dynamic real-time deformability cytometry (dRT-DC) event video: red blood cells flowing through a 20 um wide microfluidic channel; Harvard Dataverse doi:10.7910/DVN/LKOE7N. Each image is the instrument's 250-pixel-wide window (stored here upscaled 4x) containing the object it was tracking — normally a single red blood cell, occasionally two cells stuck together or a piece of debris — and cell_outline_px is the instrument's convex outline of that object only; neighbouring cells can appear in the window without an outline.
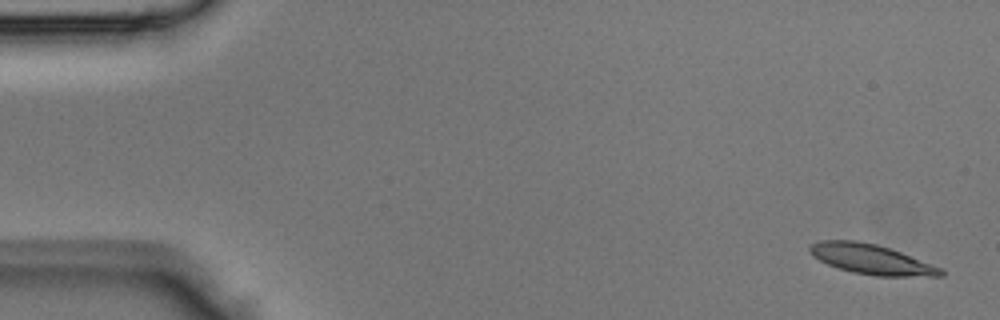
{"species": "Egyptian fruit bat (a non-hibernating species)", "species_latin": "Rousettus aegyptiacus", "temperature_condition": "room temperature", "stored_images_in_passage": 44, "camera_frame_rate_fps": 3000, "um_per_image_px": 0.085, "animal": {"sex": "male"}, "frame": {"image": 1, "passage_image": 2, "time_ms": 0.333, "image_size_px": [1000, 320], "cell_outline_px": [[944, 276], [876, 276], [852, 272], [828, 264], [812, 256], [808, 248], [812, 244], [820, 240], [856, 240], [876, 244], [900, 252], [940, 268], [944, 272]], "centroid_in_image_um": [74.02, 22.03], "position_along_channel_um": 11.0, "area_um2": 22.48}}
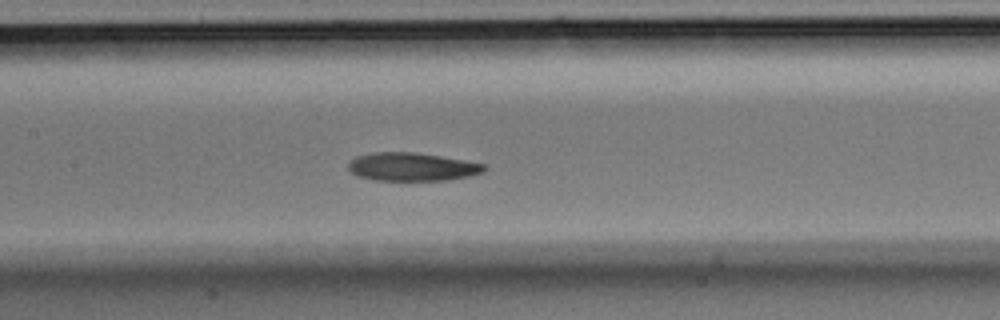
{"frame": {"image": 2, "passage_image": 21, "time_ms": 6.667, "image_size_px": [1000, 320], "cell_outline_px": [[488, 168], [484, 172], [468, 176], [444, 180], [376, 180], [360, 176], [352, 172], [348, 168], [348, 164], [356, 156], [372, 152], [416, 152], [488, 164]], "centroid_in_image_um": [35.07, 14.17], "position_along_channel_um": 172.3, "area_um2": 22.31}}
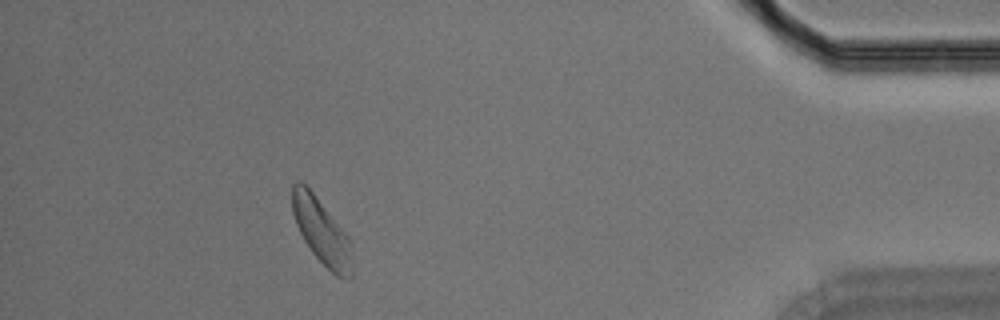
{"frame": {"image": 3, "passage_image": 40, "time_ms": 13.0, "image_size_px": [1000, 320], "cell_outline_px": [[352, 280], [344, 280], [336, 276], [312, 252], [304, 240], [296, 224], [292, 212], [292, 184], [296, 180], [300, 180], [312, 192], [348, 236], [352, 264]], "centroid_in_image_um": [27.32, 19.7], "position_along_channel_um": 407.9, "area_um2": 22.48}}